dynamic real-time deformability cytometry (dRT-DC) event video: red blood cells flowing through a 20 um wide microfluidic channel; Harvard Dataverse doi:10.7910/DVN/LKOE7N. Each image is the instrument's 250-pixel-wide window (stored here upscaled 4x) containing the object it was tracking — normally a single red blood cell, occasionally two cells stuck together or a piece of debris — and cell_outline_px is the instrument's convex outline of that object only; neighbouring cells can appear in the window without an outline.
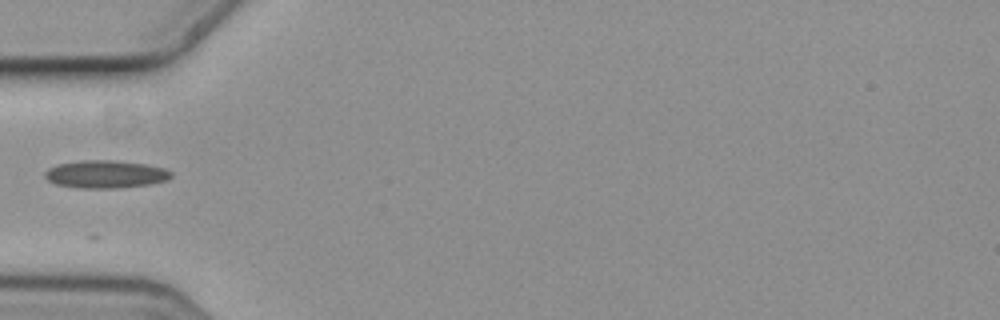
{"species": "common noctule bat (a hibernating species)", "species_latin": "Nyctalus noctula", "temperature_condition": "cold", "stored_images_in_passage": 2, "camera_frame_rate_fps": 3000, "um_per_image_px": 0.085, "animal": {"sex": "female", "body_mass_g": 19.3, "forearm_length_mm": 54.1}, "frame": {"image": 1, "passage_image": 1, "time_ms": 0.0, "image_size_px": [1000, 320], "cell_outline_px": [[172, 176], [168, 180], [148, 184], [120, 188], [80, 188], [56, 184], [48, 180], [44, 176], [44, 172], [48, 168], [56, 164], [80, 160], [116, 160], [144, 164], [164, 168], [172, 172]], "centroid_in_image_um": [8.95, 14.8], "position_along_channel_um": 76.1, "area_um2": 20.52}}